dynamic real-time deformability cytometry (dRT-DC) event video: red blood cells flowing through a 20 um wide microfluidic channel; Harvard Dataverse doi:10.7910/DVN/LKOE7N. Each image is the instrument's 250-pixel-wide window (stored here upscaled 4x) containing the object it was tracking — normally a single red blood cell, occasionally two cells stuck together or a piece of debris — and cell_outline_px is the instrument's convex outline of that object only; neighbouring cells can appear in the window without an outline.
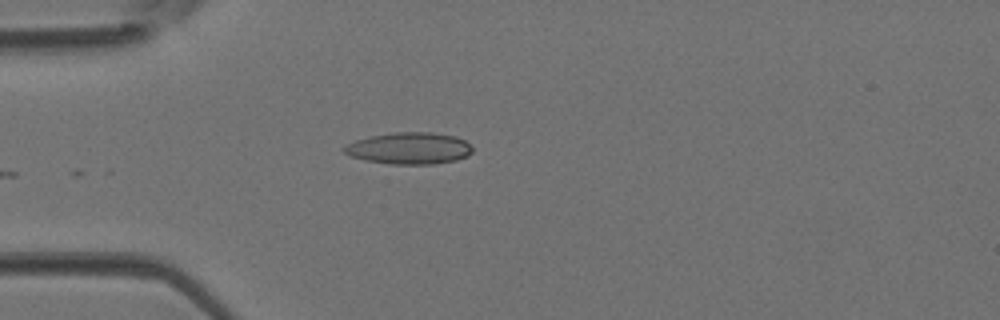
{"species": "Egyptian fruit bat (a non-hibernating species)", "species_latin": "Rousettus aegyptiacus", "temperature_condition": "room temperature", "stored_images_in_passage": 18, "camera_frame_rate_fps": 3000, "um_per_image_px": 0.085, "animal": {"sex": "female"}, "frame": {"image": 1, "passage_image": 1, "time_ms": 0.0, "image_size_px": [1000, 320], "cell_outline_px": [[472, 152], [468, 156], [456, 160], [432, 164], [392, 164], [368, 160], [352, 156], [344, 152], [340, 148], [356, 140], [372, 136], [392, 132], [432, 132], [456, 136], [464, 140], [472, 148]], "centroid_in_image_um": [34.81, 12.6], "position_along_channel_um": 50.2, "area_um2": 23.58}}
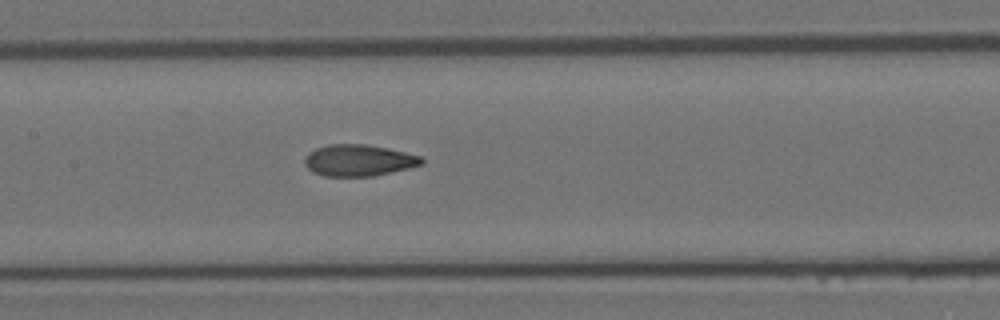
{"frame": {"image": 2, "passage_image": 10, "time_ms": 3.0, "image_size_px": [1000, 320], "cell_outline_px": [[424, 164], [392, 172], [372, 176], [324, 176], [312, 172], [304, 164], [304, 160], [308, 152], [316, 148], [328, 144], [364, 144], [388, 148], [420, 156], [424, 160]], "centroid_in_image_um": [30.47, 13.63], "position_along_channel_um": 176.9, "area_um2": 21.5}}
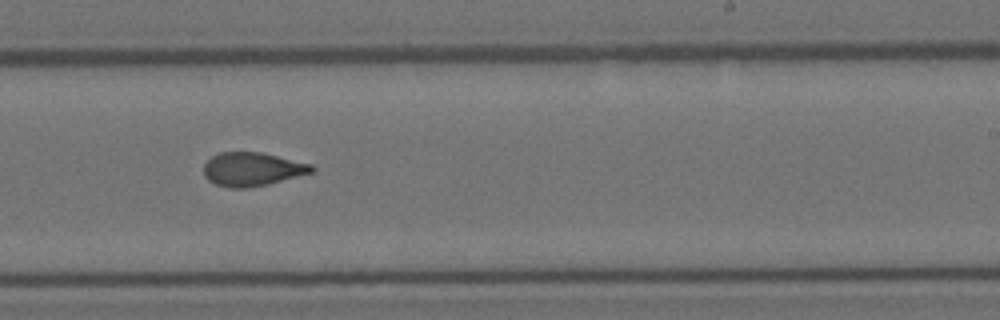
{"frame": {"image": 3, "passage_image": 16, "time_ms": 5.0, "image_size_px": [1000, 320], "cell_outline_px": [[316, 168], [312, 172], [268, 184], [244, 188], [228, 188], [216, 184], [208, 180], [204, 176], [204, 164], [212, 156], [220, 152], [260, 152], [312, 164]], "centroid_in_image_um": [21.42, 14.38], "position_along_channel_um": 267.6, "area_um2": 21.04}}